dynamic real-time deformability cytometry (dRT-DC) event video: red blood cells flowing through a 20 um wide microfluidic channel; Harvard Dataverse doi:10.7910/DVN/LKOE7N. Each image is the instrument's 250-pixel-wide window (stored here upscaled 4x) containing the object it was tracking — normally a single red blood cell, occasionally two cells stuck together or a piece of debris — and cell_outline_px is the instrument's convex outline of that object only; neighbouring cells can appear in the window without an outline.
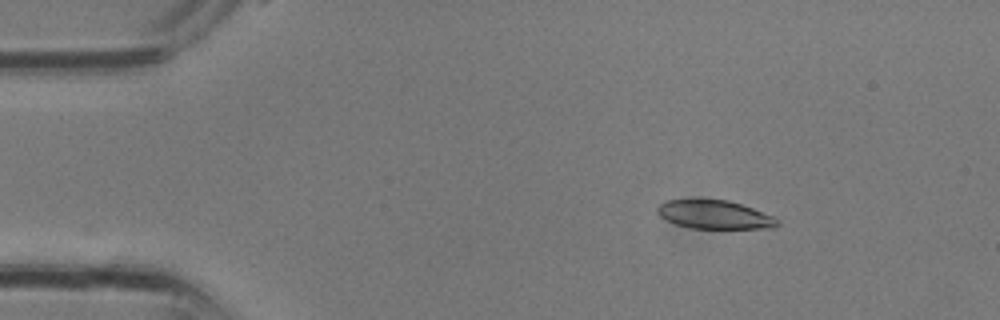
{"species": "common noctule bat (a hibernating species)", "species_latin": "Nyctalus noctula", "temperature_condition": "room temperature", "stored_images_in_passage": 28, "camera_frame_rate_fps": 3000, "um_per_image_px": 0.085, "animal": {"sex": "male", "body_mass_g": 13.3}, "frame": {"image": 1, "passage_image": 1, "time_ms": 0.0, "image_size_px": [1000, 320], "cell_outline_px": [[780, 224], [776, 228], [692, 228], [676, 224], [660, 216], [656, 212], [656, 208], [664, 200], [728, 200], [752, 208], [772, 216], [780, 220]], "centroid_in_image_um": [60.75, 18.25], "position_along_channel_um": 24.3, "area_um2": 19.77}}
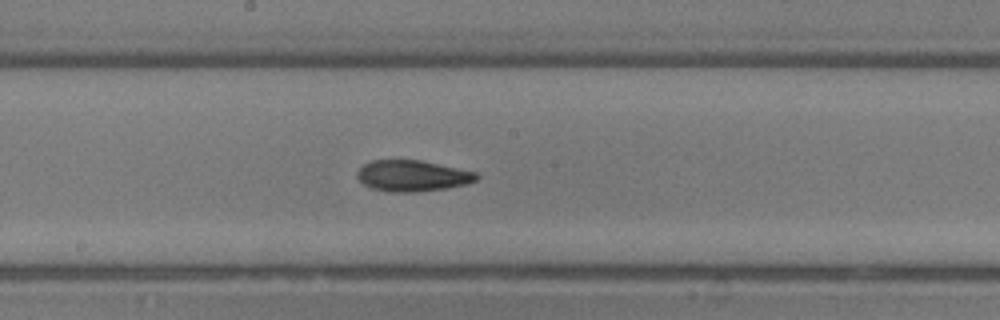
{"frame": {"image": 2, "passage_image": 13, "time_ms": 4.0, "image_size_px": [1000, 320], "cell_outline_px": [[480, 176], [476, 180], [468, 184], [448, 188], [416, 192], [388, 192], [372, 188], [364, 184], [356, 176], [356, 172], [364, 164], [372, 160], [420, 160], [476, 172]], "centroid_in_image_um": [35.06, 14.95], "position_along_channel_um": 213.1, "area_um2": 21.68}}
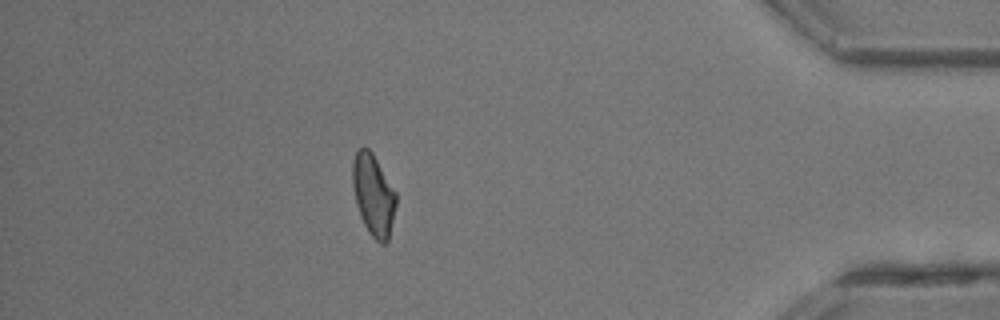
{"frame": {"image": 3, "passage_image": 24, "time_ms": 7.667, "image_size_px": [1000, 320], "cell_outline_px": [[396, 204], [388, 240], [384, 244], [380, 244], [368, 232], [360, 216], [356, 204], [352, 184], [352, 164], [356, 148], [364, 144], [372, 152], [396, 192]], "centroid_in_image_um": [31.71, 16.52], "position_along_channel_um": 403.5, "area_um2": 20.81}}